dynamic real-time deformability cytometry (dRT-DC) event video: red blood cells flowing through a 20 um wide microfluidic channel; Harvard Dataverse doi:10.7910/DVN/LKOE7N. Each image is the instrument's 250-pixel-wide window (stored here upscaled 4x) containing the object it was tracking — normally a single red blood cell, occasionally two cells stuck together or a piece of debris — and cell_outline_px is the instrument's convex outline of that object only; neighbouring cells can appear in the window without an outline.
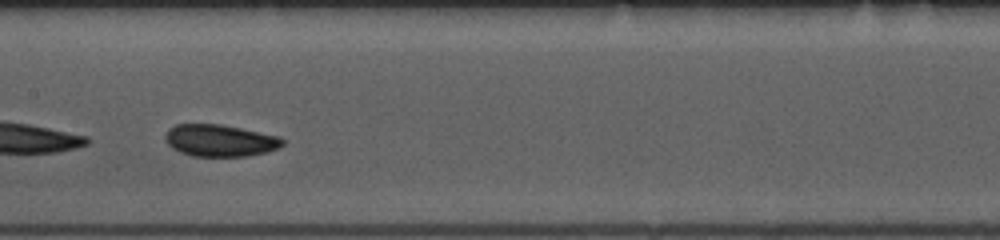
{"species": "common noctule bat (a hibernating species)", "species_latin": "Nyctalus noctula", "temperature_condition": "room temperature", "stored_images_in_passage": 35, "camera_frame_rate_fps": 3000, "um_per_image_px": 0.085, "animal": {"sex": "female", "body_mass_g": 10.0, "forearm_length_mm": 53.1}, "frame": {"image": 1, "passage_image": 16, "time_ms": 5.0, "image_size_px": [1000, 240], "cell_outline_px": [[284, 144], [280, 148], [268, 152], [248, 156], [192, 156], [180, 152], [172, 148], [164, 140], [164, 136], [168, 128], [176, 124], [220, 124], [280, 136], [284, 140]], "centroid_in_image_um": [18.7, 11.94], "position_along_channel_um": 188.7, "area_um2": 22.08}, "authors_computed_cell_mechanics": {"area_um2": 21.964, "velocity_mm_per_s": 3.7073, "shape_relaxation_time_tau1_ms": 3.1125, "shape_relaxation_time_tau2_ms": 7.9844, "deformation_change_tau1": 0.0627, "deformation_change_tau2": 0.1311}}